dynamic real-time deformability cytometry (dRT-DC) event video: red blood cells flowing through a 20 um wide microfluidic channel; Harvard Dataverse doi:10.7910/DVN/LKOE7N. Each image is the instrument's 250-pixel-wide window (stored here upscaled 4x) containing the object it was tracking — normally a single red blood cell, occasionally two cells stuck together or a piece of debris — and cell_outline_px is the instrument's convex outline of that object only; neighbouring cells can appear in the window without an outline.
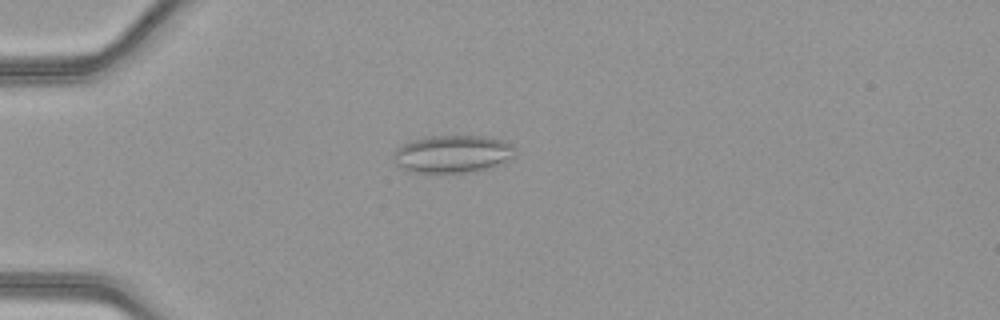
{"species": "common noctule bat (a hibernating species)", "species_latin": "Nyctalus noctula", "temperature_condition": "warm", "stored_images_in_passage": 10, "camera_frame_rate_fps": 3000, "um_per_image_px": 0.085, "animal": {"sex": "female", "body_mass_g": 21.9}, "frame": {"image": 1, "passage_image": 4, "time_ms": 1.0, "image_size_px": [1000, 320], "cell_outline_px": [[516, 156], [504, 164], [476, 172], [412, 172], [396, 164], [392, 156], [392, 152], [396, 148], [412, 140], [428, 136], [484, 136], [504, 140], [512, 144], [516, 152]], "centroid_in_image_um": [38.53, 13.09], "position_along_channel_um": 46.5, "area_um2": 27.05}}